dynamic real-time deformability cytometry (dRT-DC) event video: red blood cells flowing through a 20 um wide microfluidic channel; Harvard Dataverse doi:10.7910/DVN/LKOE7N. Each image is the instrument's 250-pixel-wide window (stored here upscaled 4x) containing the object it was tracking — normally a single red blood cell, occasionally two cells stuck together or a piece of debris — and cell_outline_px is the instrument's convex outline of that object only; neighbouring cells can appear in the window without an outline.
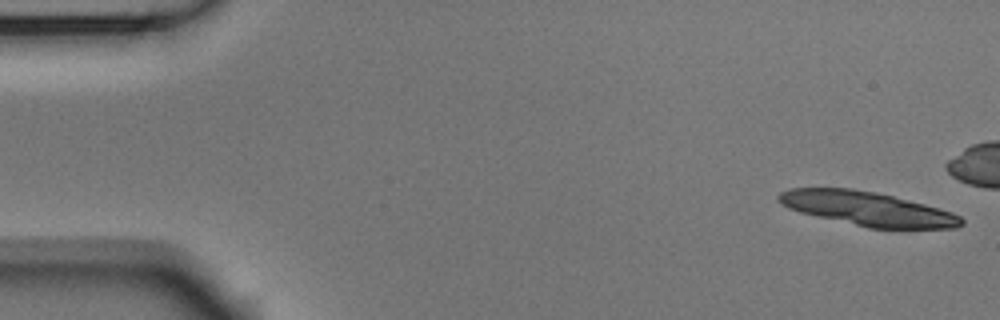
{"species": "Egyptian fruit bat (a non-hibernating species)", "species_latin": "Rousettus aegyptiacus", "temperature_condition": "room temperature", "stored_images_in_passage": 14, "camera_frame_rate_fps": 3000, "um_per_image_px": 0.085, "animal": {"sex": "male"}, "frame": {"image": 1, "passage_image": 1, "time_ms": 0.0, "image_size_px": [1000, 320], "cell_outline_px": [[964, 224], [956, 228], [868, 228], [816, 216], [800, 212], [788, 208], [780, 204], [776, 200], [776, 196], [780, 192], [788, 188], [852, 188], [876, 192], [940, 208], [952, 212], [960, 216], [964, 220]], "centroid_in_image_um": [73.7, 17.73], "position_along_channel_um": 11.3, "area_um2": 36.3}}